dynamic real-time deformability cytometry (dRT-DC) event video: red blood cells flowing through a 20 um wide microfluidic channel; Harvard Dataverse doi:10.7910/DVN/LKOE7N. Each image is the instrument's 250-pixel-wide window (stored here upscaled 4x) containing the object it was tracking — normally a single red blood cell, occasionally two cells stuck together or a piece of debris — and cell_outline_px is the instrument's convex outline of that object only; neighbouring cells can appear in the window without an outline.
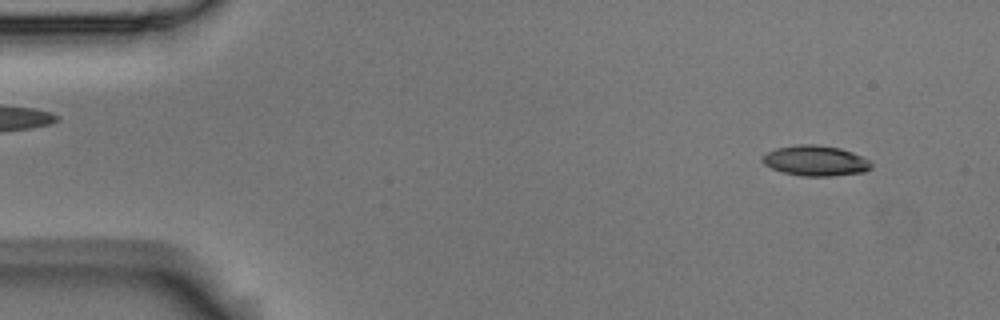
{"species": "Egyptian fruit bat (a non-hibernating species)", "species_latin": "Rousettus aegyptiacus", "temperature_condition": "room temperature", "stored_images_in_passage": 4, "camera_frame_rate_fps": 3000, "um_per_image_px": 0.085, "animal": {"sex": "male"}, "frame": {"image": 1, "passage_image": 1, "time_ms": 0.0, "image_size_px": [1000, 320], "cell_outline_px": [[872, 168], [864, 172], [832, 176], [800, 176], [784, 172], [772, 168], [764, 164], [760, 160], [760, 156], [776, 148], [796, 144], [816, 144], [840, 148], [852, 152], [868, 160], [872, 164]], "centroid_in_image_um": [69.29, 13.66], "position_along_channel_um": 15.7, "area_um2": 19.36}}
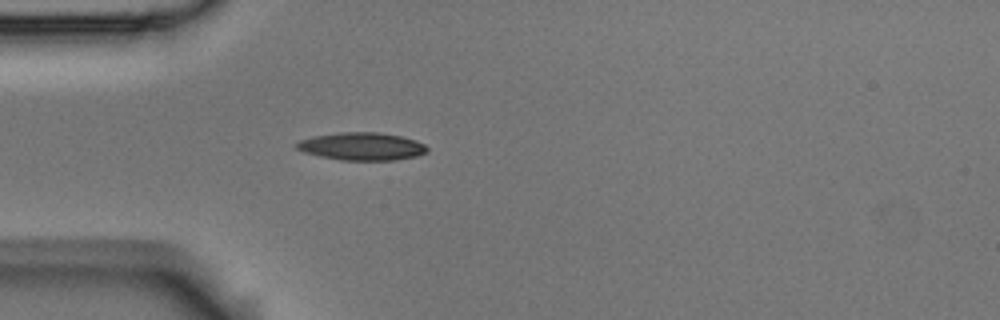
{"frame": {"image": 2, "passage_image": 4, "time_ms": 1.0, "image_size_px": [1000, 320], "cell_outline_px": [[428, 152], [416, 156], [396, 160], [340, 160], [320, 156], [304, 152], [296, 148], [292, 144], [300, 140], [312, 136], [340, 132], [376, 132], [400, 136], [416, 140], [424, 144], [428, 148]], "centroid_in_image_um": [30.73, 12.44], "position_along_channel_um": 54.3, "area_um2": 21.21}}